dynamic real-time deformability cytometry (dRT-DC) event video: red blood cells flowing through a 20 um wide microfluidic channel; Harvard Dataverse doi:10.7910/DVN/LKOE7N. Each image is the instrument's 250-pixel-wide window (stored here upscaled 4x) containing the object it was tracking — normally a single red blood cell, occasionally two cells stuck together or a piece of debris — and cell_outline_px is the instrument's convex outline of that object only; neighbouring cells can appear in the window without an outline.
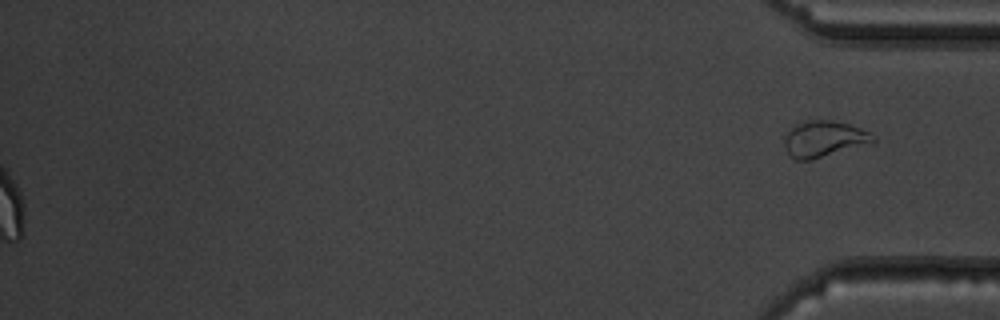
{"species": "common noctule bat (a hibernating species)", "species_latin": "Nyctalus noctula", "temperature_condition": "warm", "stored_images_in_passage": 55, "segment_of_instrument_passage": [2, 2], "camera_frame_rate_fps": 3000, "um_per_image_px": 0.085, "animal": {"sex": "male", "body_mass_g": 19.5, "forearm_length_mm": 54.6}, "frame": {"image": 1, "passage_image": 55, "time_ms": 18.0, "image_size_px": [1000, 320], "cell_outline_px": [[876, 140], [812, 160], [796, 160], [788, 152], [784, 144], [784, 136], [796, 124], [808, 120], [832, 120], [848, 124], [860, 128], [876, 136]], "centroid_in_image_um": [70.0, 11.79], "position_along_channel_um": 365.2, "area_um2": 18.21}}